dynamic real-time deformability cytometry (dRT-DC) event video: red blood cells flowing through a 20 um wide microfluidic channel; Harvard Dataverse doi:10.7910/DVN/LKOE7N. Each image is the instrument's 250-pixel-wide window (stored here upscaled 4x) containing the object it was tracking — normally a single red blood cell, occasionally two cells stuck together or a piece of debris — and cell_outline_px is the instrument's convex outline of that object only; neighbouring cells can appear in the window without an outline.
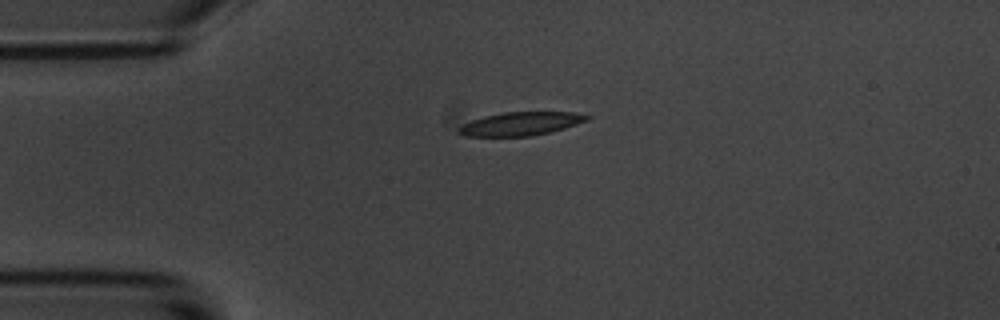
{"species": "common noctule bat (a hibernating species)", "species_latin": "Nyctalus noctula", "temperature_condition": "room temperature", "stored_images_in_passage": 3, "camera_frame_rate_fps": 3000, "um_per_image_px": 0.085, "animal": {"sex": "male", "body_mass_g": 20.1, "forearm_length_mm": 53.5}, "frame": {"image": 1, "passage_image": 1, "time_ms": 0.0, "image_size_px": [1000, 320], "cell_outline_px": [[592, 116], [588, 120], [564, 128], [532, 136], [464, 136], [456, 132], [456, 128], [460, 124], [484, 116], [504, 112], [576, 112]], "centroid_in_image_um": [44.21, 10.51], "position_along_channel_um": 40.8, "area_um2": 17.63}}
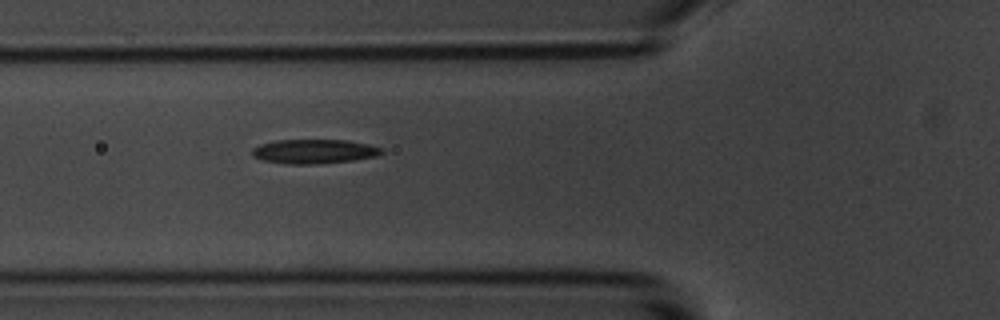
{"frame": {"image": 2, "passage_image": 3, "time_ms": 2.333, "image_size_px": [1000, 320], "cell_outline_px": [[384, 152], [376, 156], [352, 160], [316, 164], [292, 164], [264, 160], [252, 156], [252, 148], [260, 144], [276, 140], [348, 140], [368, 144], [384, 148]], "centroid_in_image_um": [26.72, 12.86], "position_along_channel_um": 99.1, "area_um2": 18.26}}